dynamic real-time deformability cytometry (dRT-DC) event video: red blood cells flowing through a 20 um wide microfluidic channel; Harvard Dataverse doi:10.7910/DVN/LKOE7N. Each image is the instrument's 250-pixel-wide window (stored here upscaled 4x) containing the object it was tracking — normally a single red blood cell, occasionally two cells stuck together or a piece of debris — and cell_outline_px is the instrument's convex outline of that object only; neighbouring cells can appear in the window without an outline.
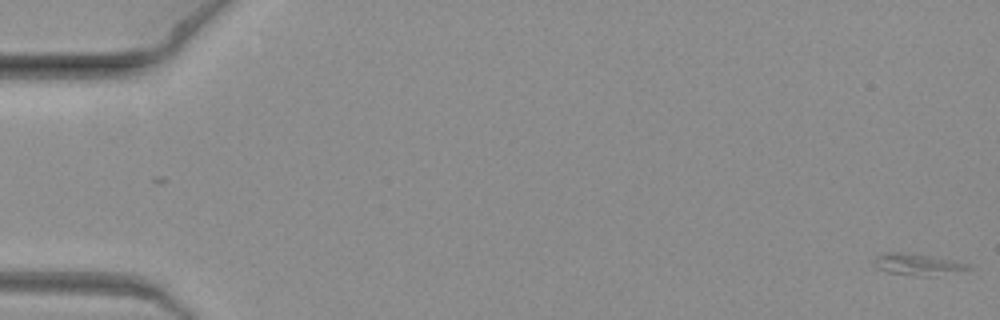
{"species": "common noctule bat (a hibernating species)", "species_latin": "Nyctalus noctula", "temperature_condition": "warm", "stored_images_in_passage": 6, "camera_frame_rate_fps": 3000, "um_per_image_px": 0.085, "animal": {"sex": "female", "body_mass_g": 19.3, "forearm_length_mm": 54.1}, "frame": {"image": 1, "passage_image": 1, "time_ms": 0.0, "image_size_px": [1000, 320], "cell_outline_px": [[972, 268], [932, 276], [916, 276], [888, 272], [876, 268], [872, 260], [880, 252], [904, 252], [928, 256], [972, 264]], "centroid_in_image_um": [77.91, 22.47], "position_along_channel_um": 7.1, "area_um2": 11.79}}
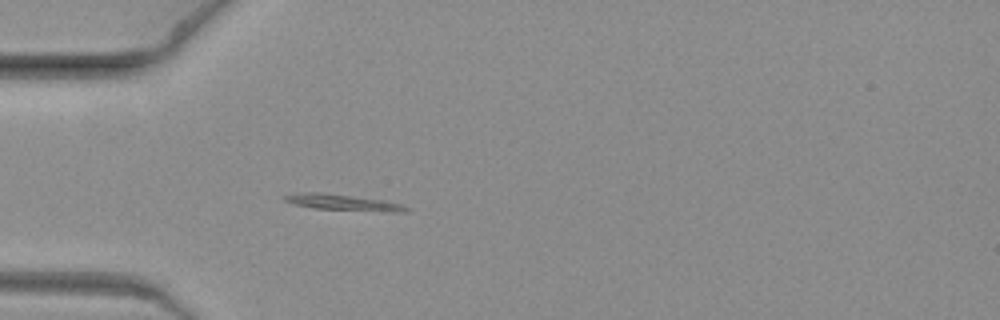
{"frame": {"image": 2, "passage_image": 6, "time_ms": 1.667, "image_size_px": [1000, 320], "cell_outline_px": [[408, 208], [404, 212], [392, 212], [316, 208], [292, 204], [284, 200], [280, 196], [296, 192], [320, 192], [384, 200], [400, 204]], "centroid_in_image_um": [29.05, 17.19], "position_along_channel_um": 56.0, "area_um2": 11.27}}